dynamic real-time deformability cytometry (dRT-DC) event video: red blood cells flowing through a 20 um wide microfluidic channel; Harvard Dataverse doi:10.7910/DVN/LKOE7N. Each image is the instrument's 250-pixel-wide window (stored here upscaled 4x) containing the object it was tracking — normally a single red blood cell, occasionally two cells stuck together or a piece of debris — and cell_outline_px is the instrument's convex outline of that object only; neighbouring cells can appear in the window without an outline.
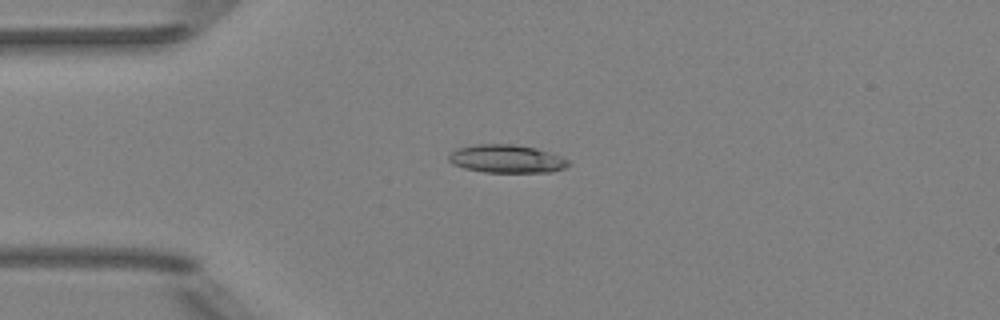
{"species": "Egyptian fruit bat (a non-hibernating species)", "species_latin": "Rousettus aegyptiacus", "temperature_condition": "room temperature", "stored_images_in_passage": 4, "camera_frame_rate_fps": 3000, "um_per_image_px": 0.085, "animal": {"sex": "female"}, "frame": {"image": 1, "passage_image": 1, "time_ms": 0.0, "image_size_px": [1000, 320], "cell_outline_px": [[572, 164], [564, 168], [552, 172], [484, 172], [464, 168], [452, 164], [448, 160], [448, 152], [456, 148], [476, 144], [512, 144], [536, 148], [560, 156], [568, 160]], "centroid_in_image_um": [43.02, 13.5], "position_along_channel_um": 42.0, "area_um2": 19.77}}
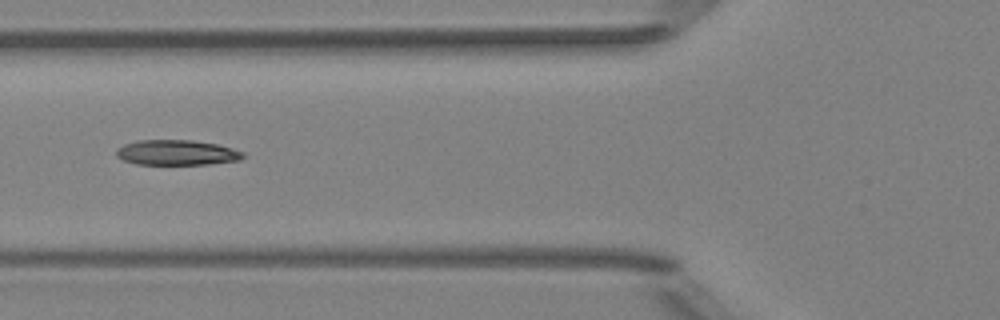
{"frame": {"image": 2, "passage_image": 3, "time_ms": 2.333, "image_size_px": [1000, 320], "cell_outline_px": [[244, 156], [240, 160], [208, 164], [136, 164], [124, 160], [116, 156], [116, 148], [124, 144], [136, 140], [192, 140], [220, 144], [244, 152]], "centroid_in_image_um": [15.02, 12.96], "position_along_channel_um": 110.8, "area_um2": 18.73}}
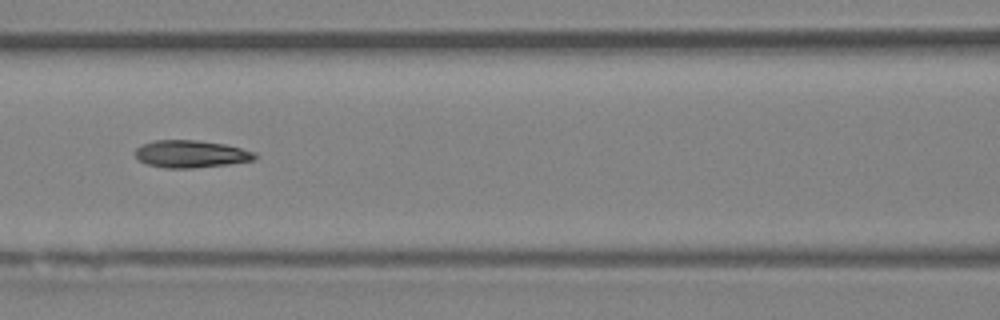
{"frame": {"image": 3, "passage_image": 4, "time_ms": 3.333, "image_size_px": [1000, 320], "cell_outline_px": [[256, 156], [252, 160], [228, 164], [192, 168], [164, 168], [148, 164], [136, 160], [136, 148], [140, 144], [156, 140], [196, 140], [224, 144], [256, 152]], "centroid_in_image_um": [16.18, 13.08], "position_along_channel_um": 150.4, "area_um2": 19.02}}